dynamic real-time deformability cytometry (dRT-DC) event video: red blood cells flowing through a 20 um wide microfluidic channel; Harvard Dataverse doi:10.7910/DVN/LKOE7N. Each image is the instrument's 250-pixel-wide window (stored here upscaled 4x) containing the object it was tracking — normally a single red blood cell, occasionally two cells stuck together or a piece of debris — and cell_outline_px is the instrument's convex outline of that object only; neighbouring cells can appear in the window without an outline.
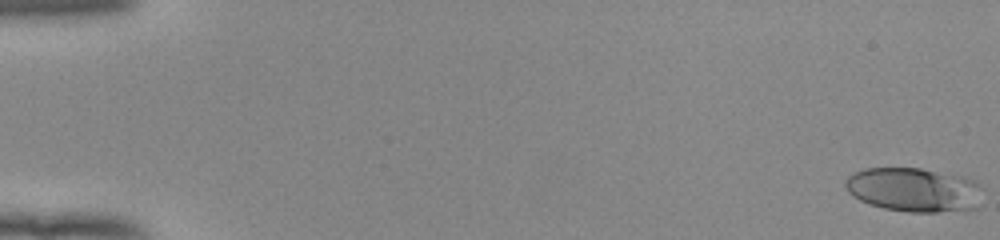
{"species": "human", "species_latin": "Homo sapiens", "temperature_condition": "room temperature", "stored_images_in_passage": 53, "camera_frame_rate_fps": 3000, "um_per_image_px": 0.085, "donor": {"sex": "female"}, "frame": {"image": 1, "passage_image": 1, "time_ms": 0.0, "image_size_px": [1000, 240], "cell_outline_px": [[984, 204], [980, 208], [936, 212], [908, 212], [884, 208], [868, 204], [852, 196], [848, 192], [844, 184], [848, 176], [852, 172], [864, 168], [920, 168], [964, 176], [976, 180], [984, 188]], "centroid_in_image_um": [77.78, 16.13], "position_along_channel_um": 7.2, "area_um2": 36.3}}
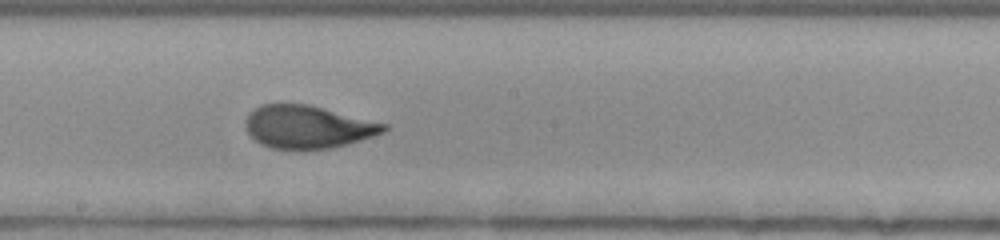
{"frame": {"image": 2, "passage_image": 31, "time_ms": 10.0, "image_size_px": [1000, 240], "cell_outline_px": [[388, 128], [384, 132], [348, 144], [332, 148], [268, 148], [260, 144], [248, 132], [244, 124], [244, 120], [248, 112], [260, 104], [308, 104], [388, 124]], "centroid_in_image_um": [26.13, 10.77], "position_along_channel_um": 222.1, "area_um2": 34.39}}
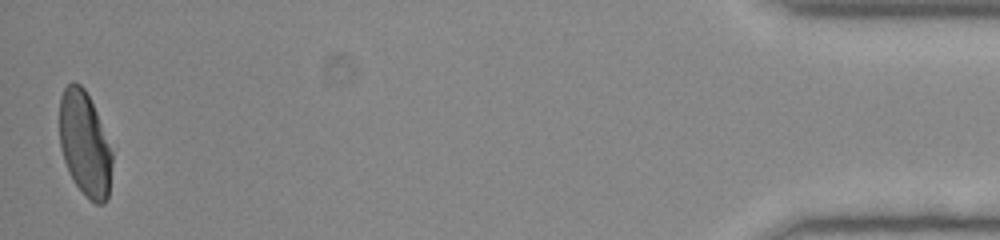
{"frame": {"image": 3, "passage_image": 53, "time_ms": 17.333, "image_size_px": [1000, 240], "cell_outline_px": [[112, 164], [108, 196], [104, 204], [96, 204], [76, 184], [64, 160], [60, 148], [60, 96], [64, 88], [72, 80], [80, 84], [84, 88], [96, 112], [112, 152]], "centroid_in_image_um": [7.2, 12.2], "position_along_channel_um": 428.0, "area_um2": 31.5}, "authors_computed_cell_mechanics": {"area_um2": 34.9112, "velocity_mm_per_s": 3.9531, "shape_relaxation_time_tau1_ms": 6.6574, "shape_relaxation_time_tau2_ms": 0.8885, "deformation_change_tau1": 0.2357, "deformation_change_tau2": 0.064}}